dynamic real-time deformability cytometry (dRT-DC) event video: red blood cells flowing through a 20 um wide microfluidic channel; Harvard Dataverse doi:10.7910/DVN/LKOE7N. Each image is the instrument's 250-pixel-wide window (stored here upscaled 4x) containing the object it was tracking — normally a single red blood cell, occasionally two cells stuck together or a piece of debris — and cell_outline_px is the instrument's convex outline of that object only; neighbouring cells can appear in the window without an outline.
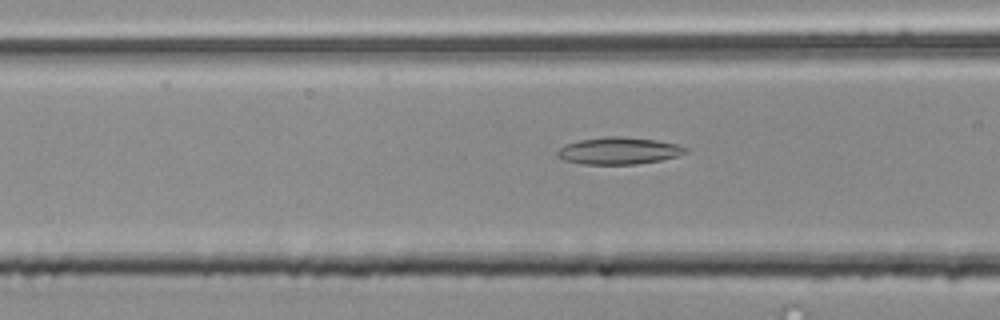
{"species": "common noctule bat (a hibernating species)", "species_latin": "Nyctalus noctula", "temperature_condition": "room temperature", "stored_images_in_passage": 33, "camera_frame_rate_fps": 3000, "um_per_image_px": 0.085, "animal": {"sex": "male", "body_mass_g": 20.4}, "frame": {"image": 1, "passage_image": 7, "time_ms": 2.0, "image_size_px": [1000, 320], "cell_outline_px": [[688, 152], [676, 156], [660, 160], [636, 164], [584, 164], [564, 160], [556, 156], [556, 152], [564, 144], [580, 140], [608, 136], [620, 136], [656, 140], [676, 144], [688, 148]], "centroid_in_image_um": [52.57, 12.81], "position_along_channel_um": 114.0, "area_um2": 20.11}}
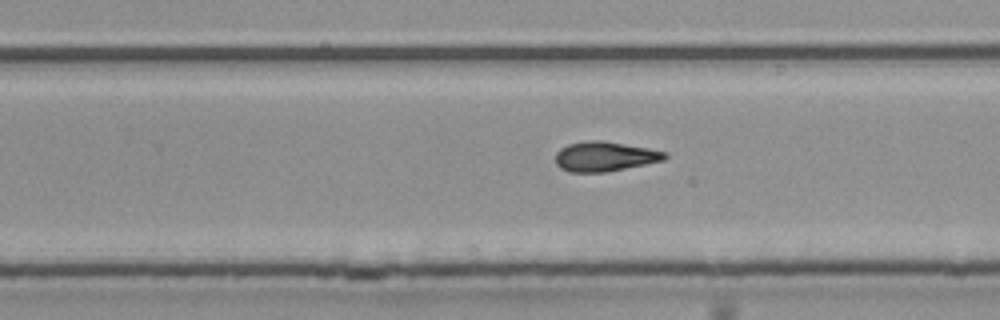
{"frame": {"image": 2, "passage_image": 20, "time_ms": 6.333, "image_size_px": [1000, 320], "cell_outline_px": [[668, 156], [664, 160], [604, 172], [568, 172], [560, 168], [556, 164], [556, 152], [560, 148], [568, 144], [588, 140], [604, 140], [648, 148], [668, 152]], "centroid_in_image_um": [51.39, 13.29], "position_along_channel_um": 278.4, "area_um2": 18.96}}
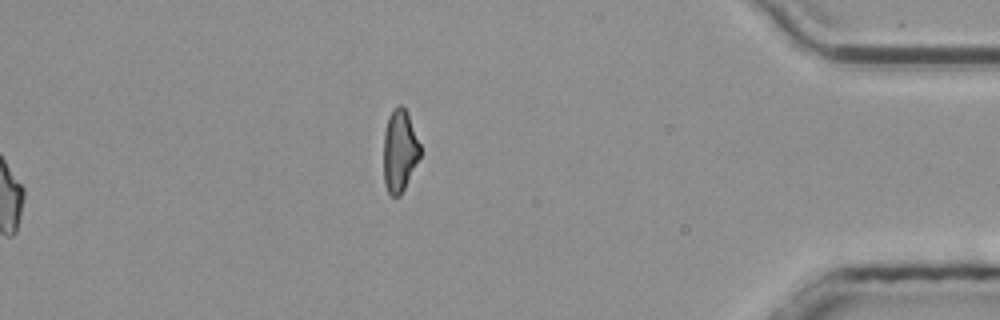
{"frame": {"image": 3, "passage_image": 33, "time_ms": 10.667, "image_size_px": [1000, 320], "cell_outline_px": [[420, 156], [400, 196], [392, 196], [388, 192], [384, 184], [384, 132], [388, 116], [392, 108], [400, 104], [408, 112], [420, 144]], "centroid_in_image_um": [33.96, 12.78], "position_along_channel_um": 401.2, "area_um2": 17.51}, "authors_computed_cell_mechanics": {"area_um2": 18.7272, "velocity_mm_per_s": 3.8025, "shape_relaxation_time_tau1_ms": null, "shape_relaxation_time_tau2_ms": 3.7316, "deformation_change_tau1": null, "deformation_change_tau2": 0.1216}}